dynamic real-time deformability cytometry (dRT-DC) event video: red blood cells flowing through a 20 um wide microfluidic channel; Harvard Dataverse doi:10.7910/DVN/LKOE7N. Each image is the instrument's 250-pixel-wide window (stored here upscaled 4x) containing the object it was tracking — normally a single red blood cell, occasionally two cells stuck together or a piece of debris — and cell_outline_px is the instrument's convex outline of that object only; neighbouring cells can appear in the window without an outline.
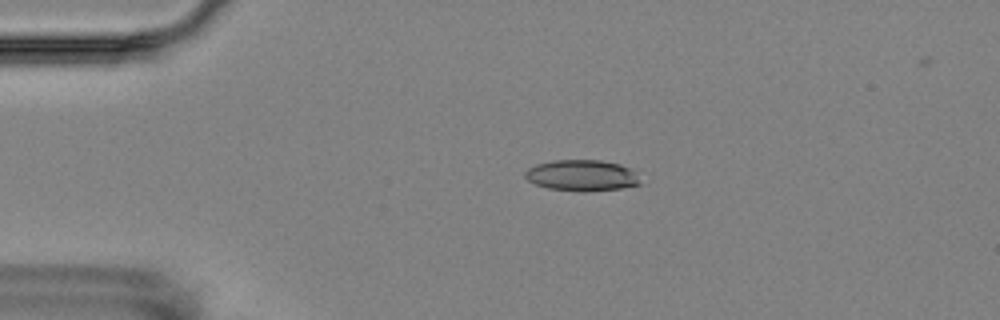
{"species": "Egyptian fruit bat (a non-hibernating species)", "species_latin": "Rousettus aegyptiacus", "temperature_condition": "room temperature", "stored_images_in_passage": 5, "camera_frame_rate_fps": 3000, "um_per_image_px": 0.085, "animal": {"sex": "female"}, "frame": {"image": 1, "passage_image": 3, "time_ms": 2.333, "image_size_px": [1000, 320], "cell_outline_px": [[640, 184], [620, 188], [584, 192], [548, 188], [536, 184], [528, 180], [524, 176], [524, 172], [528, 168], [536, 164], [552, 160], [600, 160], [620, 164], [628, 168], [632, 172]], "centroid_in_image_um": [49.38, 14.91], "position_along_channel_um": 35.6, "area_um2": 20.58}}